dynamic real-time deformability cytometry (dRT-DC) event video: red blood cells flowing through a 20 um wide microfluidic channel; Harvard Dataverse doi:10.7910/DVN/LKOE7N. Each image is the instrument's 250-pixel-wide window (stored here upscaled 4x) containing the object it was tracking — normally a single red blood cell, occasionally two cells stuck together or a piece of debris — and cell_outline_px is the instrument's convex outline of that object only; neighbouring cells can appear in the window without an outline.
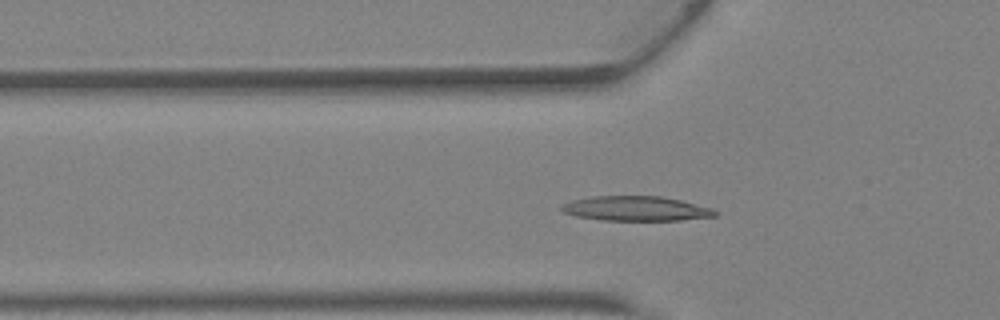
{"species": "Egyptian fruit bat (a non-hibernating species)", "species_latin": "Rousettus aegyptiacus", "temperature_condition": "warm", "stored_images_in_passage": 40, "camera_frame_rate_fps": 3000, "um_per_image_px": 0.085, "animal": {"sex": "female"}, "frame": {"image": 1, "passage_image": 12, "time_ms": 3.667, "image_size_px": [1000, 320], "cell_outline_px": [[720, 212], [716, 216], [680, 220], [600, 220], [576, 216], [564, 212], [560, 208], [560, 204], [572, 200], [592, 196], [660, 196], [680, 200], [712, 208]], "centroid_in_image_um": [54.05, 17.72], "position_along_channel_um": 71.8, "area_um2": 22.14}}
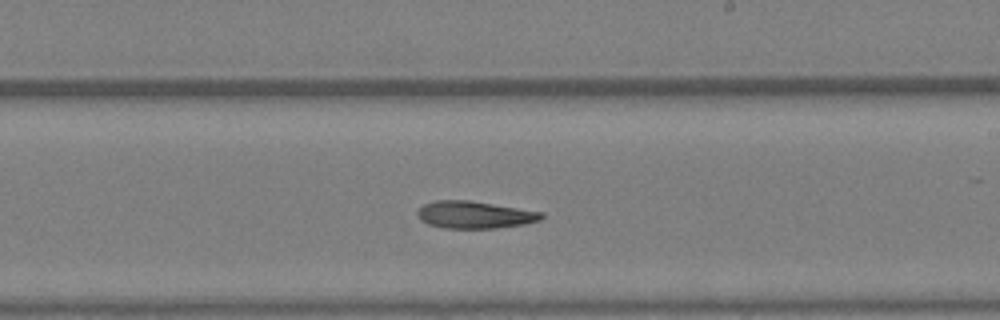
{"frame": {"image": 2, "passage_image": 23, "time_ms": 7.333, "image_size_px": [1000, 320], "cell_outline_px": [[544, 216], [540, 220], [524, 224], [496, 228], [444, 228], [428, 224], [420, 220], [416, 212], [424, 204], [436, 200], [468, 200], [544, 212]], "centroid_in_image_um": [40.34, 18.25], "position_along_channel_um": 248.7, "area_um2": 19.65}}
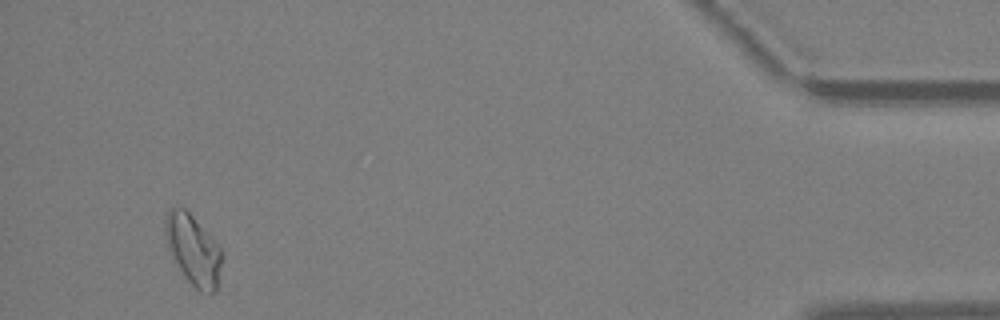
{"frame": {"image": 3, "passage_image": 38, "time_ms": 12.333, "image_size_px": [1000, 320], "cell_outline_px": [[220, 264], [216, 292], [200, 292], [188, 280], [172, 260], [168, 248], [164, 228], [164, 220], [168, 212], [172, 208], [184, 208], [192, 216], [220, 248]], "centroid_in_image_um": [16.37, 21.25], "position_along_channel_um": 418.8, "area_um2": 22.48}}